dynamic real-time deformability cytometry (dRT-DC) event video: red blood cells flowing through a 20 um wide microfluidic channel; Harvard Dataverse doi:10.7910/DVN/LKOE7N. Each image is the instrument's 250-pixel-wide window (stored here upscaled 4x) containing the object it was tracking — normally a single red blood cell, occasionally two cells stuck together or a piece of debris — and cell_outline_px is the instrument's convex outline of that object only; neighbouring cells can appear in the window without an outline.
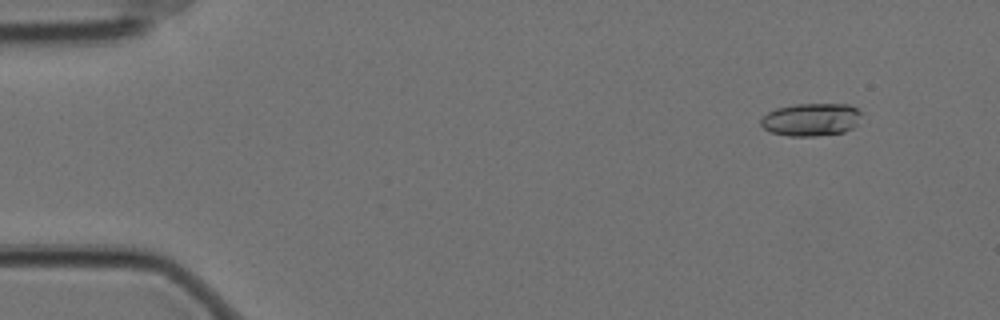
{"species": "Egyptian fruit bat (a non-hibernating species)", "species_latin": "Rousettus aegyptiacus", "temperature_condition": "cold", "stored_images_in_passage": 59, "camera_frame_rate_fps": 3000, "um_per_image_px": 0.085, "animal": {"sex": "female"}, "frame": {"image": 1, "passage_image": 6, "time_ms": 1.667, "image_size_px": [1000, 320], "cell_outline_px": [[860, 116], [856, 124], [852, 128], [844, 132], [816, 136], [788, 136], [772, 132], [764, 128], [760, 124], [760, 120], [768, 112], [776, 108], [796, 104], [848, 104], [856, 108], [860, 112]], "centroid_in_image_um": [68.93, 10.16], "position_along_channel_um": 16.1, "area_um2": 19.13}}
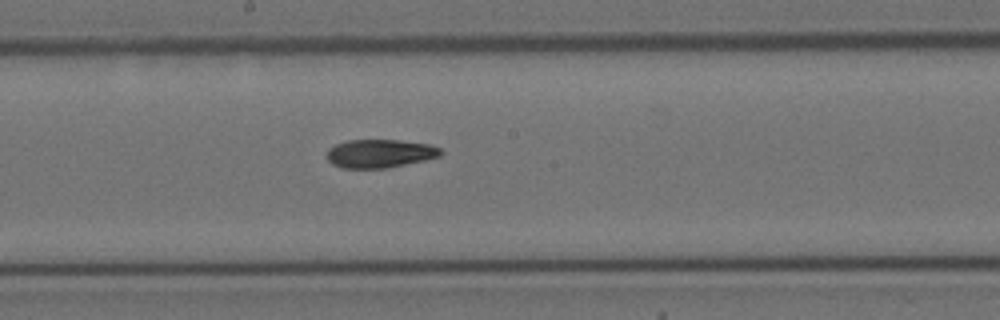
{"frame": {"image": 2, "passage_image": 32, "time_ms": 10.333, "image_size_px": [1000, 320], "cell_outline_px": [[444, 152], [440, 156], [424, 160], [384, 168], [340, 168], [332, 164], [328, 160], [328, 148], [336, 144], [348, 140], [400, 140], [428, 144], [440, 148]], "centroid_in_image_um": [32.28, 13.04], "position_along_channel_um": 215.9, "area_um2": 18.73}}
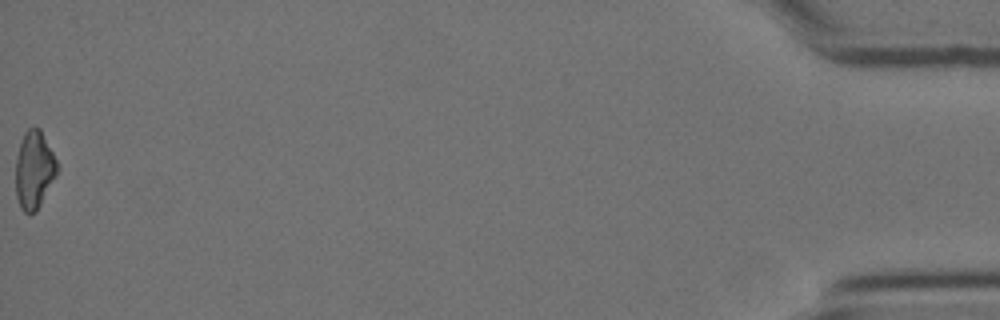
{"frame": {"image": 3, "passage_image": 59, "time_ms": 19.333, "image_size_px": [1000, 320], "cell_outline_px": [[56, 176], [36, 212], [24, 212], [20, 208], [16, 196], [16, 156], [24, 132], [28, 128], [40, 128], [56, 160]], "centroid_in_image_um": [2.88, 14.45], "position_along_channel_um": 432.3, "area_um2": 18.5}, "authors_computed_cell_mechanics": {"area_um2": 19.074, "velocity_mm_per_s": 3.5048, "shape_relaxation_time_tau1_ms": 4.7471, "shape_relaxation_time_tau2_ms": null, "deformation_change_tau1": 0.1528, "deformation_change_tau2": null}}